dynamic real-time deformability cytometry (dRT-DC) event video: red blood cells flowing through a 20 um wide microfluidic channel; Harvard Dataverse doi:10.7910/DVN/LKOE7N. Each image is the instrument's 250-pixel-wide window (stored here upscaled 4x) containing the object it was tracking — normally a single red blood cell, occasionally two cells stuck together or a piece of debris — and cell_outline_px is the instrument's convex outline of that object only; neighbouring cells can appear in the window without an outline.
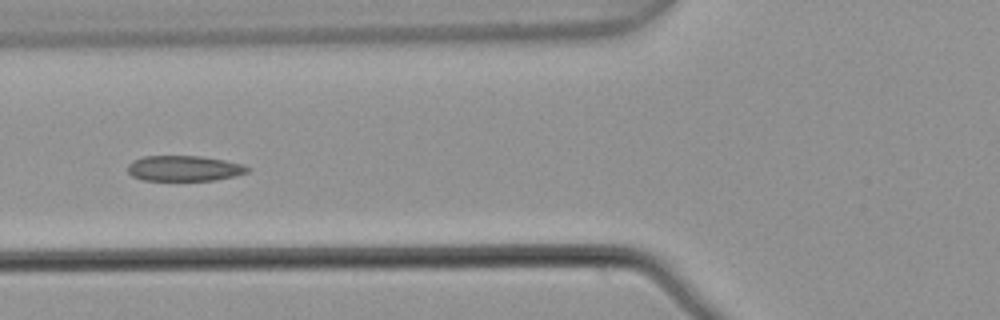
{"species": "common noctule bat (a hibernating species)", "species_latin": "Nyctalus noctula", "temperature_condition": "warm", "stored_images_in_passage": 9, "camera_frame_rate_fps": 3000, "um_per_image_px": 0.085, "animal": {"sex": "male", "body_mass_g": 21.5, "forearm_length_mm": 52.0}, "frame": {"image": 1, "passage_image": 8, "time_ms": 2.333, "image_size_px": [1000, 320], "cell_outline_px": [[252, 168], [248, 172], [236, 176], [216, 180], [144, 180], [132, 176], [128, 172], [128, 164], [132, 160], [144, 156], [200, 156], [224, 160], [244, 164]], "centroid_in_image_um": [15.68, 14.31], "position_along_channel_um": 110.1, "area_um2": 17.92}}
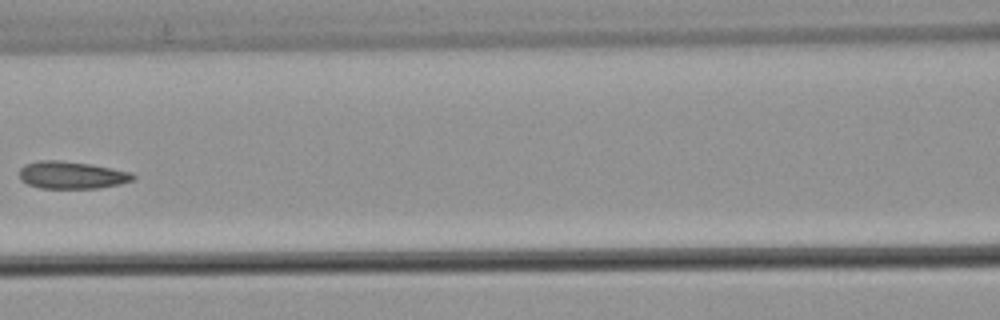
{"frame": {"image": 2, "passage_image": 9, "time_ms": 2.667, "image_size_px": [1000, 320], "cell_outline_px": [[136, 176], [132, 180], [120, 184], [100, 188], [40, 188], [28, 184], [20, 180], [20, 168], [24, 164], [40, 160], [60, 160], [92, 164], [132, 172]], "centroid_in_image_um": [6.1, 14.87], "position_along_channel_um": 160.5, "area_um2": 18.26}}